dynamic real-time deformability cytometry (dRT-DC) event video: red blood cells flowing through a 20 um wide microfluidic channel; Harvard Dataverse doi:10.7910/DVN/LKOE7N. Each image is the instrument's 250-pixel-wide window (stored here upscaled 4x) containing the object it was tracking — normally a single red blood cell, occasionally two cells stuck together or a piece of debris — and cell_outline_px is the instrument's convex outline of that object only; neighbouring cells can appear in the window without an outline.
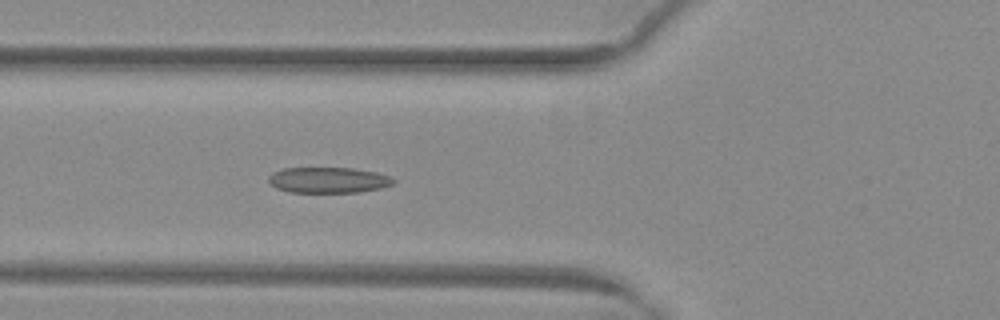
{"species": "common noctule bat (a hibernating species)", "species_latin": "Nyctalus noctula", "temperature_condition": "warm", "stored_images_in_passage": 39, "camera_frame_rate_fps": 3000, "um_per_image_px": 0.085, "animal": {"sex": "female", "body_mass_g": 29.2, "forearm_length_mm": 56.3}, "frame": {"image": 1, "passage_image": 6, "time_ms": 1.667, "image_size_px": [1000, 320], "cell_outline_px": [[396, 180], [392, 184], [380, 188], [360, 192], [288, 192], [276, 188], [268, 180], [268, 176], [272, 172], [284, 168], [352, 168], [376, 172], [388, 176]], "centroid_in_image_um": [27.88, 15.3], "position_along_channel_um": 97.9, "area_um2": 18.67}}
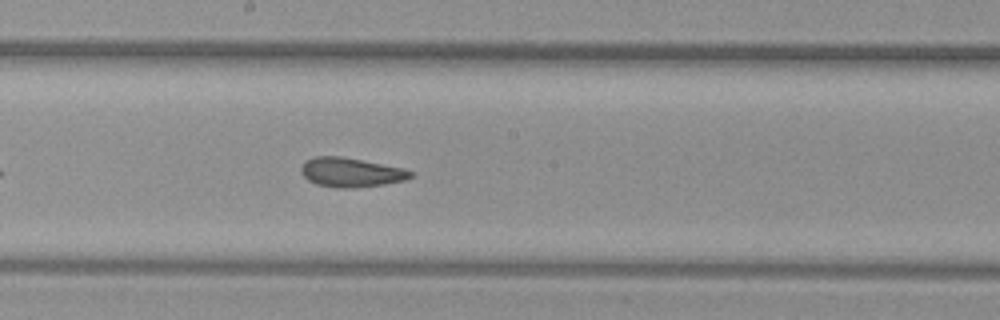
{"frame": {"image": 2, "passage_image": 15, "time_ms": 4.667, "image_size_px": [1000, 320], "cell_outline_px": [[412, 176], [404, 180], [384, 184], [352, 188], [336, 188], [316, 184], [308, 180], [300, 172], [300, 168], [304, 160], [312, 156], [340, 156], [404, 168], [412, 172]], "centroid_in_image_um": [29.77, 14.64], "position_along_channel_um": 218.4, "area_um2": 18.73}}
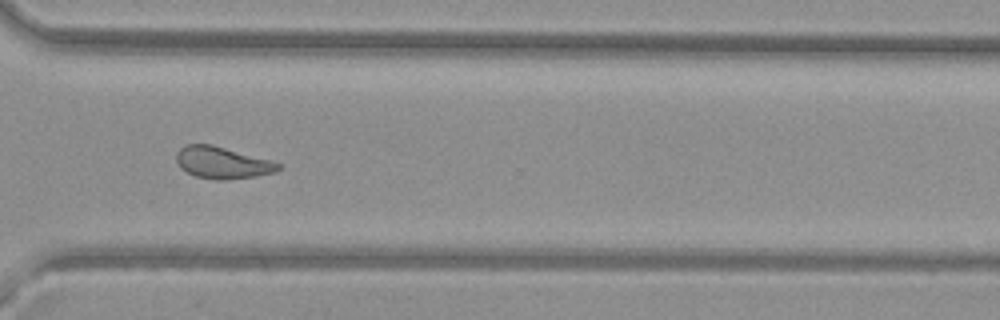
{"frame": {"image": 3, "passage_image": 25, "time_ms": 8.0, "image_size_px": [1000, 320], "cell_outline_px": [[284, 164], [276, 172], [256, 176], [228, 180], [216, 180], [196, 176], [180, 168], [176, 160], [176, 152], [184, 144], [212, 144]], "centroid_in_image_um": [18.9, 13.83], "position_along_channel_um": 351.7, "area_um2": 19.02}, "authors_computed_cell_mechanics": {"area_um2": 19.3052, "velocity_mm_per_s": 4.0073, "shape_relaxation_time_tau1_ms": null, "shape_relaxation_time_tau2_ms": 1.8125, "deformation_change_tau1": null, "deformation_change_tau2": 0.0884}}